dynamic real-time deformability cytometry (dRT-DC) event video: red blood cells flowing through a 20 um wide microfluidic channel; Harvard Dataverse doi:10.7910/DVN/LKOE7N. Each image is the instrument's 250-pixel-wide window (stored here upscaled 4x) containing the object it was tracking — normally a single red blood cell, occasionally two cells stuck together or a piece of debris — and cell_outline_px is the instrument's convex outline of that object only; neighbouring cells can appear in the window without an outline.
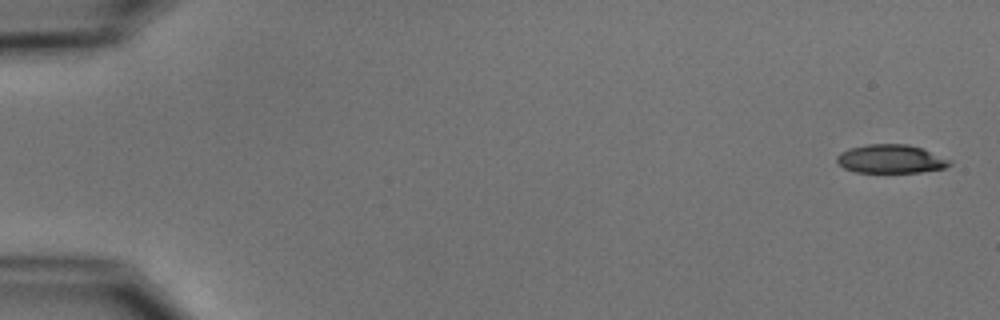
{"species": "common noctule bat (a hibernating species)", "species_latin": "Nyctalus noctula", "temperature_condition": "cold", "stored_images_in_passage": 5, "camera_frame_rate_fps": 3000, "um_per_image_px": 0.085, "animal": {"sex": "male", "body_mass_g": 15.6}, "frame": {"image": 1, "passage_image": 1, "time_ms": 0.0, "image_size_px": [1000, 320], "cell_outline_px": [[952, 164], [944, 168], [920, 172], [856, 172], [844, 168], [836, 160], [836, 156], [840, 152], [848, 148], [868, 144], [908, 144], [920, 148], [952, 160]], "centroid_in_image_um": [75.7, 13.51], "position_along_channel_um": 9.3, "area_um2": 18.73}}
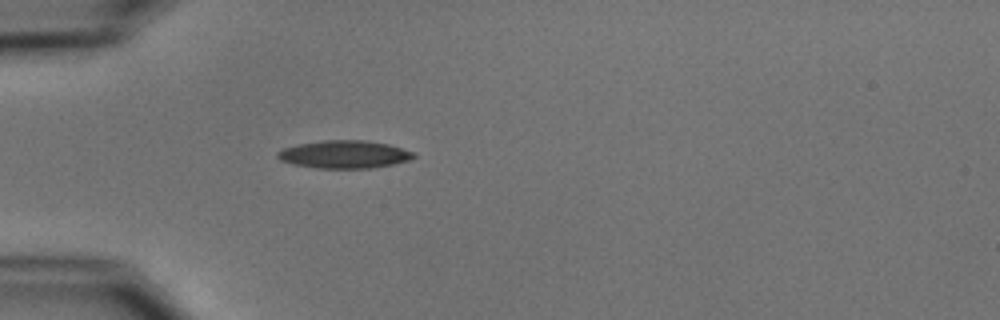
{"frame": {"image": 2, "passage_image": 5, "time_ms": 5.0, "image_size_px": [1000, 320], "cell_outline_px": [[416, 156], [408, 160], [392, 164], [372, 168], [320, 168], [296, 164], [280, 160], [276, 156], [276, 152], [284, 148], [300, 144], [324, 140], [364, 140], [388, 144], [416, 152]], "centroid_in_image_um": [29.3, 13.11], "position_along_channel_um": 55.7, "area_um2": 21.85}}